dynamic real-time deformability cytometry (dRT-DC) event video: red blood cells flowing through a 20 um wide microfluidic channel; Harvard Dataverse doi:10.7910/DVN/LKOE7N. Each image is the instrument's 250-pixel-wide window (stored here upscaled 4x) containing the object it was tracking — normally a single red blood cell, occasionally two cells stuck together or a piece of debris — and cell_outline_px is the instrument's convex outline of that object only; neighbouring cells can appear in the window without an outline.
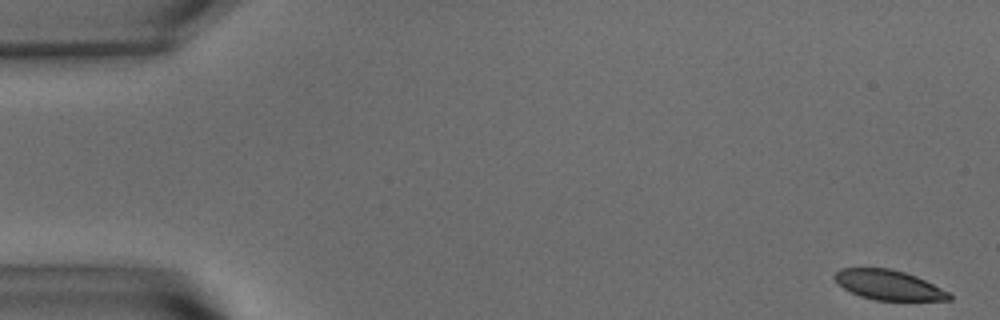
{"species": "common noctule bat (a hibernating species)", "species_latin": "Nyctalus noctula", "temperature_condition": "warm", "stored_images_in_passage": 56, "camera_frame_rate_fps": 3000, "um_per_image_px": 0.085, "animal": {"sex": "male", "body_mass_g": 15.6}, "frame": {"image": 1, "passage_image": 1, "time_ms": 0.0, "image_size_px": [1000, 320], "cell_outline_px": [[952, 300], [876, 300], [860, 296], [844, 288], [832, 276], [840, 268], [888, 268], [904, 272], [916, 276], [948, 292], [952, 296]], "centroid_in_image_um": [75.52, 24.22], "position_along_channel_um": 9.5, "area_um2": 19.59}}
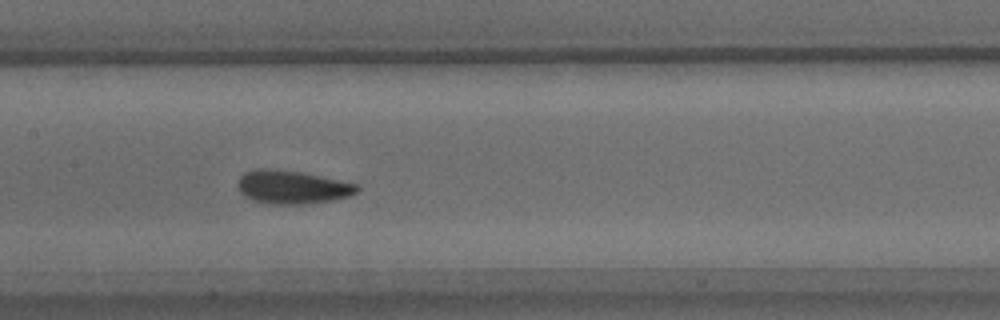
{"frame": {"image": 2, "passage_image": 27, "time_ms": 8.667, "image_size_px": [1000, 320], "cell_outline_px": [[360, 188], [356, 192], [348, 196], [332, 200], [304, 204], [268, 204], [252, 200], [244, 196], [240, 192], [236, 184], [240, 176], [244, 172], [260, 168], [264, 168], [300, 172], [356, 184]], "centroid_in_image_um": [24.77, 15.91], "position_along_channel_um": 182.6, "area_um2": 23.0}}
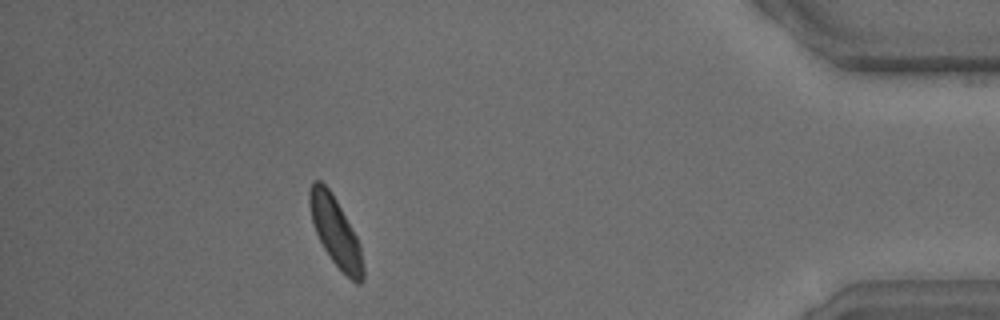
{"frame": {"image": 3, "passage_image": 50, "time_ms": 16.333, "image_size_px": [1000, 320], "cell_outline_px": [[364, 276], [360, 284], [356, 284], [332, 260], [324, 248], [316, 232], [312, 220], [308, 204], [308, 192], [312, 180], [320, 180], [328, 188], [336, 200], [352, 228], [360, 244], [364, 268]], "centroid_in_image_um": [28.51, 19.67], "position_along_channel_um": 406.7, "area_um2": 21.27}, "authors_computed_cell_mechanics": {"area_um2": 22.1952, "velocity_mm_per_s": 3.5816, "shape_relaxation_time_tau1_ms": 2.2697, "shape_relaxation_time_tau2_ms": 1.5057, "deformation_change_tau1": 0.0955, "deformation_change_tau2": 0.0724}}